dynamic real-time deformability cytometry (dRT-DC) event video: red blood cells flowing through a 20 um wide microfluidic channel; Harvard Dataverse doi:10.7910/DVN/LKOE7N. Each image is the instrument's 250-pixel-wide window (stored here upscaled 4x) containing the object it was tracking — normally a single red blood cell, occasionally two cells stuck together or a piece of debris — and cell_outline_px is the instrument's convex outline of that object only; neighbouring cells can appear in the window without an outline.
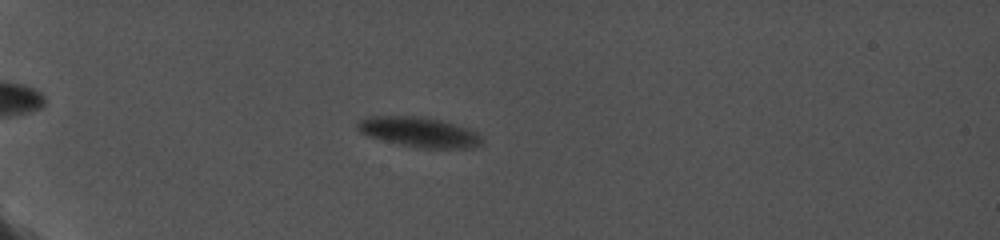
{"species": "common noctule bat (a hibernating species)", "species_latin": "Nyctalus noctula", "temperature_condition": "cold", "stored_images_in_passage": 20, "camera_frame_rate_fps": 5000, "um_per_image_px": 0.085, "animal": {"sex": "female", "body_mass_g": 19.0, "forearm_length_mm": 56.7}, "frame": {"image": 1, "passage_image": 12, "time_ms": 5.6, "image_size_px": [1000, 240], "cell_outline_px": [[484, 140], [480, 144], [472, 148], [416, 148], [396, 144], [368, 136], [360, 132], [356, 128], [356, 124], [360, 120], [368, 116], [424, 116], [440, 120], [468, 128], [476, 132]], "centroid_in_image_um": [35.6, 11.23], "position_along_channel_um": 49.4, "area_um2": 21.96}}